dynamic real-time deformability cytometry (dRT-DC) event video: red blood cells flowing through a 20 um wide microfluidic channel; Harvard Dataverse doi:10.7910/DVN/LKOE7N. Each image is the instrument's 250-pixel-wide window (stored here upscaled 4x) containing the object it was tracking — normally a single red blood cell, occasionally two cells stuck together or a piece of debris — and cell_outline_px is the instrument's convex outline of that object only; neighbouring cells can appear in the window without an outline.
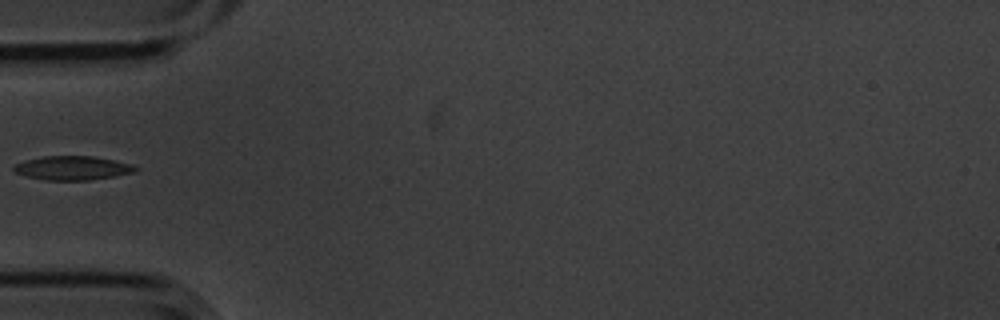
{"species": "common noctule bat (a hibernating species)", "species_latin": "Nyctalus noctula", "temperature_condition": "cold", "stored_images_in_passage": 3, "camera_frame_rate_fps": 3000, "um_per_image_px": 0.085, "animal": {"sex": "male", "body_mass_g": 20.1, "forearm_length_mm": 53.5}, "frame": {"image": 1, "passage_image": 2, "time_ms": 0.333, "image_size_px": [1000, 320], "cell_outline_px": [[140, 168], [136, 172], [116, 176], [88, 180], [44, 180], [28, 176], [16, 172], [12, 168], [16, 164], [24, 160], [44, 156], [92, 156], [132, 164]], "centroid_in_image_um": [6.2, 14.28], "position_along_channel_um": 78.8, "area_um2": 16.94}}
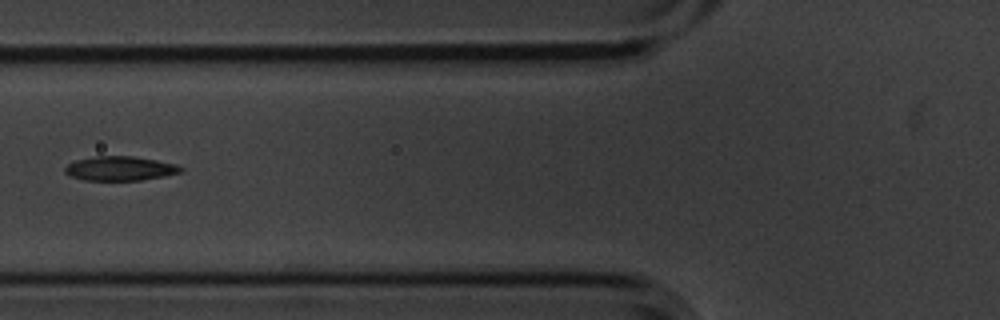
{"frame": {"image": 2, "passage_image": 3, "time_ms": 0.667, "image_size_px": [1000, 320], "cell_outline_px": [[184, 168], [180, 172], [164, 176], [140, 180], [84, 180], [72, 176], [64, 172], [64, 168], [68, 164], [76, 160], [96, 156], [132, 156], [156, 160], [176, 164]], "centroid_in_image_um": [10.2, 14.32], "position_along_channel_um": 115.6, "area_um2": 16.24}}